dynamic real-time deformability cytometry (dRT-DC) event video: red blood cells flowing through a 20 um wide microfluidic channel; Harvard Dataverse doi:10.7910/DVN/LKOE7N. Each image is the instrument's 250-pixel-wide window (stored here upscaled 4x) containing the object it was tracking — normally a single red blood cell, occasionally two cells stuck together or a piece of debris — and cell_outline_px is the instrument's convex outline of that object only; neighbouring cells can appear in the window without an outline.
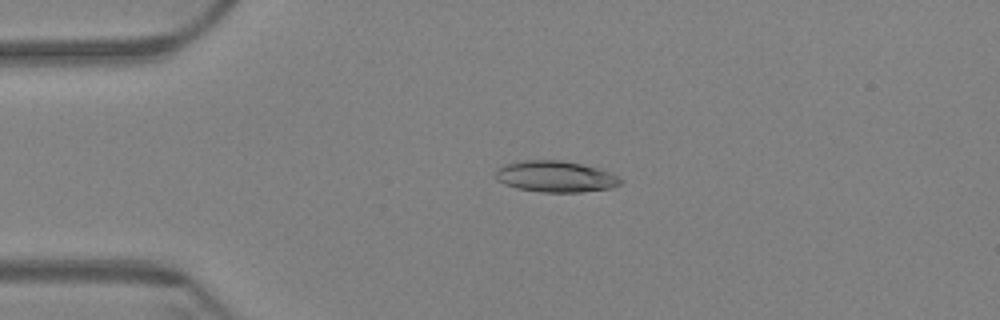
{"species": "Egyptian fruit bat (a non-hibernating species)", "species_latin": "Rousettus aegyptiacus", "temperature_condition": "warm", "stored_images_in_passage": 60, "camera_frame_rate_fps": 3000, "um_per_image_px": 0.085, "animal": {"sex": "female"}, "frame": {"image": 1, "passage_image": 13, "time_ms": 4.0, "image_size_px": [1000, 320], "cell_outline_px": [[624, 180], [620, 184], [612, 188], [580, 192], [540, 192], [516, 188], [504, 184], [496, 180], [496, 168], [504, 164], [516, 160], [560, 160], [600, 168]], "centroid_in_image_um": [47.18, 15.0], "position_along_channel_um": 37.8, "area_um2": 22.95}}
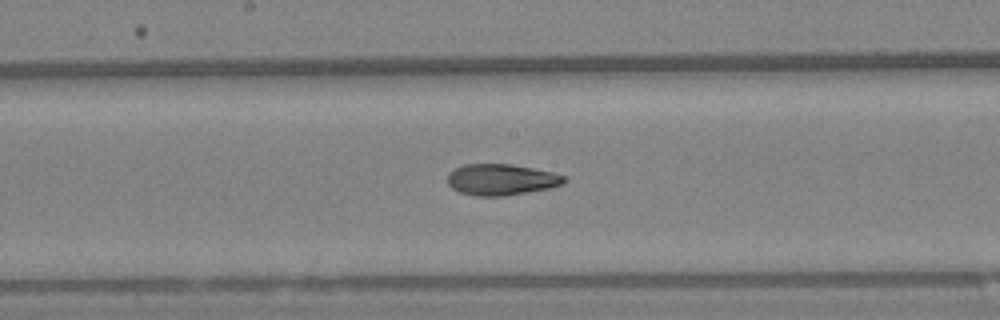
{"frame": {"image": 2, "passage_image": 31, "time_ms": 10.0, "image_size_px": [1000, 320], "cell_outline_px": [[568, 180], [564, 184], [552, 188], [504, 196], [476, 196], [460, 192], [452, 188], [448, 184], [448, 172], [464, 164], [512, 164], [552, 172], [568, 176]], "centroid_in_image_um": [42.66, 15.27], "position_along_channel_um": 205.5, "area_um2": 21.44}}
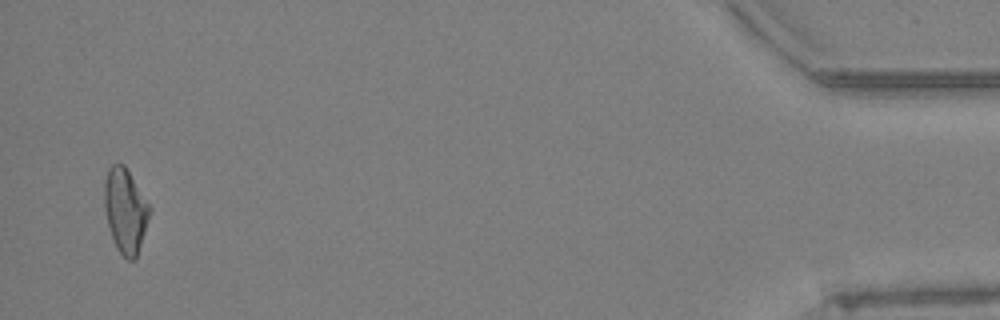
{"frame": {"image": 3, "passage_image": 58, "time_ms": 19.0, "image_size_px": [1000, 320], "cell_outline_px": [[152, 208], [136, 260], [128, 260], [116, 248], [108, 224], [104, 208], [104, 184], [108, 168], [112, 164], [124, 164]], "centroid_in_image_um": [10.66, 17.9], "position_along_channel_um": 424.5, "area_um2": 22.25}, "authors_computed_cell_mechanics": {"area_um2": 21.7906, "velocity_mm_per_s": 3.3791, "shape_relaxation_time_tau1_ms": null, "shape_relaxation_time_tau2_ms": 3.3756, "deformation_change_tau1": null, "deformation_change_tau2": 0.0984}}